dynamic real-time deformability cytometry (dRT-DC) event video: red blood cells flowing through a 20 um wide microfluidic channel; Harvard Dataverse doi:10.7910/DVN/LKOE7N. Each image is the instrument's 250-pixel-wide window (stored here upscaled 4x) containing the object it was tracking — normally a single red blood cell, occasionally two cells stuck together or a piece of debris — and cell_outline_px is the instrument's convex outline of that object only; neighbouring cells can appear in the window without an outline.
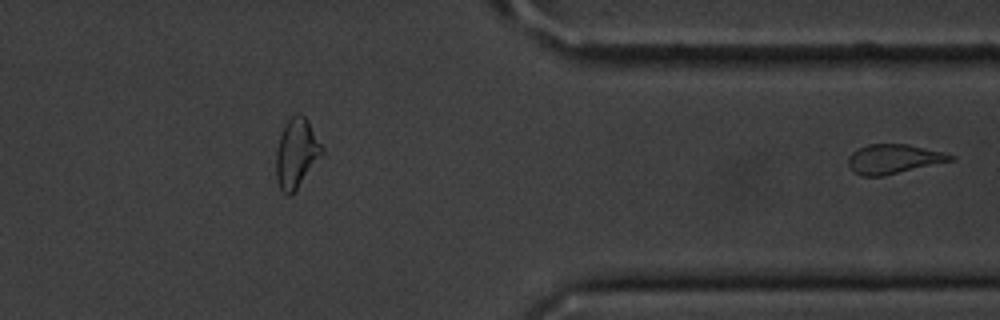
{"species": "common noctule bat (a hibernating species)", "species_latin": "Nyctalus noctula", "temperature_condition": "cold", "stored_images_in_passage": 41, "segment_of_instrument_passage": [2, 2], "camera_frame_rate_fps": 3000, "um_per_image_px": 0.085, "animal": {"sex": "male", "body_mass_g": 20.1, "forearm_length_mm": 53.5}, "frame": {"image": 1, "passage_image": 41, "time_ms": 13.333, "image_size_px": [1000, 320], "cell_outline_px": [[956, 160], [884, 176], [860, 176], [852, 172], [848, 164], [848, 156], [852, 152], [868, 144], [908, 144], [956, 156]], "centroid_in_image_um": [75.94, 13.53], "position_along_channel_um": 335.5, "area_um2": 17.63}}